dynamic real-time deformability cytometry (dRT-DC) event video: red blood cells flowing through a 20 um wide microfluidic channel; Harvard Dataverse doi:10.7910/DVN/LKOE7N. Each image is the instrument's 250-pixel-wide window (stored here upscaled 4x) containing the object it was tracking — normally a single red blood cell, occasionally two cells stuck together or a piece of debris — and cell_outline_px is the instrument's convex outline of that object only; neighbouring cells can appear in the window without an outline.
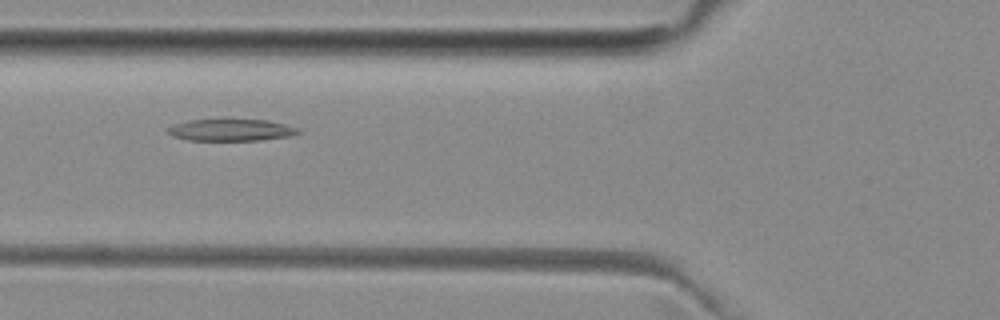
{"species": "common noctule bat (a hibernating species)", "species_latin": "Nyctalus noctula", "temperature_condition": "room temperature", "stored_images_in_passage": 36, "camera_frame_rate_fps": 3000, "um_per_image_px": 0.085, "animal": {"sex": "female", "body_mass_g": 29.2, "forearm_length_mm": 56.3}, "frame": {"image": 1, "passage_image": 6, "time_ms": 1.667, "image_size_px": [1000, 320], "cell_outline_px": [[304, 132], [292, 136], [260, 140], [188, 140], [172, 136], [164, 128], [172, 124], [188, 120], [268, 120], [300, 128]], "centroid_in_image_um": [19.66, 11.05], "position_along_channel_um": 106.1, "area_um2": 16.76}}
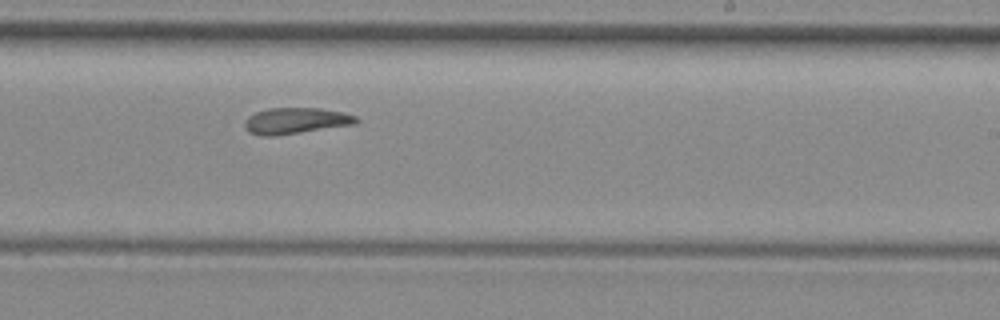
{"frame": {"image": 2, "passage_image": 18, "time_ms": 5.667, "image_size_px": [1000, 320], "cell_outline_px": [[360, 120], [356, 124], [272, 136], [264, 136], [248, 132], [244, 128], [244, 120], [248, 116], [256, 112], [268, 108], [320, 108], [344, 112], [356, 116]], "centroid_in_image_um": [25.13, 10.26], "position_along_channel_um": 263.9, "area_um2": 17.05}}
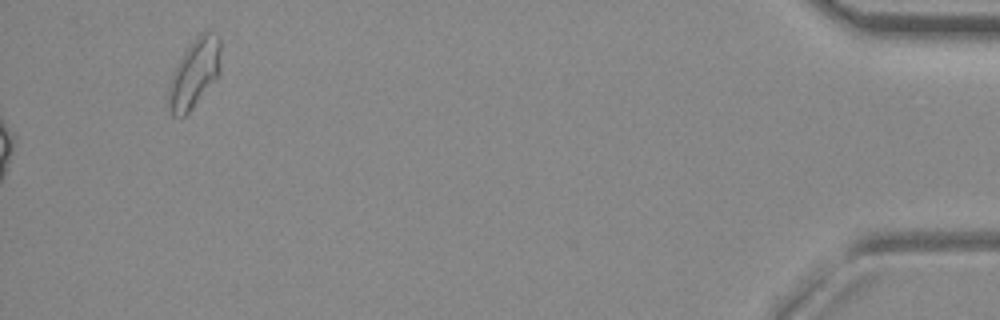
{"frame": {"image": 3, "passage_image": 36, "time_ms": 11.667, "image_size_px": [1000, 320], "cell_outline_px": [[220, 68], [216, 76], [192, 108], [184, 116], [172, 116], [168, 108], [168, 88], [172, 72], [176, 64], [184, 52], [204, 32], [216, 32], [220, 36]], "centroid_in_image_um": [16.49, 6.25], "position_along_channel_um": 418.7, "area_um2": 20.35}, "authors_computed_cell_mechanics": {"area_um2": 17.6579, "velocity_mm_per_s": 3.9428, "shape_relaxation_time_tau1_ms": null, "shape_relaxation_time_tau2_ms": 5.332, "deformation_change_tau1": null, "deformation_change_tau2": 0.1431}}